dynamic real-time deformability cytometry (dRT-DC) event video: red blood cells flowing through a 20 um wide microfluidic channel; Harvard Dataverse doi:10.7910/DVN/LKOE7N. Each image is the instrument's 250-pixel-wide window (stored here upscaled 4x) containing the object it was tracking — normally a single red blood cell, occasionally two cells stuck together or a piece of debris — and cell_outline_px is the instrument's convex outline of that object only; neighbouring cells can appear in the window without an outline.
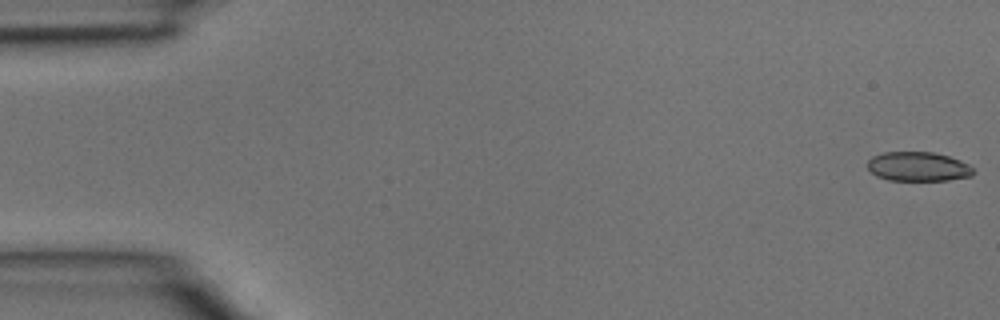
{"species": "common noctule bat (a hibernating species)", "species_latin": "Nyctalus noctula", "temperature_condition": "room temperature", "stored_images_in_passage": 5, "camera_frame_rate_fps": 3000, "um_per_image_px": 0.085, "animal": {"sex": "male", "body_mass_g": 15.6}, "frame": {"image": 1, "passage_image": 1, "time_ms": 0.0, "image_size_px": [1000, 320], "cell_outline_px": [[976, 172], [972, 176], [948, 180], [888, 180], [876, 176], [868, 168], [868, 160], [872, 156], [884, 152], [932, 152], [948, 156], [960, 160], [968, 164]], "centroid_in_image_um": [78.05, 14.16], "position_along_channel_um": 7.0, "area_um2": 18.09}}